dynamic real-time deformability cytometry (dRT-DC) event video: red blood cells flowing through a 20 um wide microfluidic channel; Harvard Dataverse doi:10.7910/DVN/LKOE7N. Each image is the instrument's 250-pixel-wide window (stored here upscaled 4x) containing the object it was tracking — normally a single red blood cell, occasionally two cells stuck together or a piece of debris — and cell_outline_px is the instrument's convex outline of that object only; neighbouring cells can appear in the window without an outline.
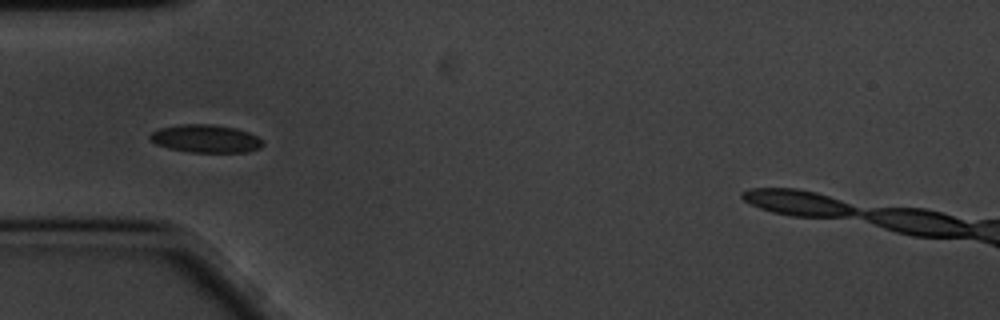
{"species": "common noctule bat (a hibernating species)", "species_latin": "Nyctalus noctula", "temperature_condition": "cold", "stored_images_in_passage": 60, "camera_frame_rate_fps": 3000, "um_per_image_px": 0.085, "animal": {"sex": "male", "body_mass_g": 20.1, "forearm_length_mm": 53.5}, "frame": {"image": 1, "passage_image": 18, "time_ms": 5.667, "image_size_px": [1000, 320], "cell_outline_px": [[264, 144], [260, 148], [248, 152], [188, 152], [168, 148], [156, 144], [148, 136], [152, 132], [160, 128], [180, 124], [212, 124], [236, 128], [248, 132], [264, 140]], "centroid_in_image_um": [17.51, 11.79], "position_along_channel_um": 67.5, "area_um2": 18.44}, "authors_computed_cell_mechanics": {"area_um2": 17.9469, "velocity_mm_per_s": 3.3256, "shape_relaxation_time_tau1_ms": 1.4915, "shape_relaxation_time_tau2_ms": 4.6906, "deformation_change_tau1": 0.0574, "deformation_change_tau2": 0.0724}}